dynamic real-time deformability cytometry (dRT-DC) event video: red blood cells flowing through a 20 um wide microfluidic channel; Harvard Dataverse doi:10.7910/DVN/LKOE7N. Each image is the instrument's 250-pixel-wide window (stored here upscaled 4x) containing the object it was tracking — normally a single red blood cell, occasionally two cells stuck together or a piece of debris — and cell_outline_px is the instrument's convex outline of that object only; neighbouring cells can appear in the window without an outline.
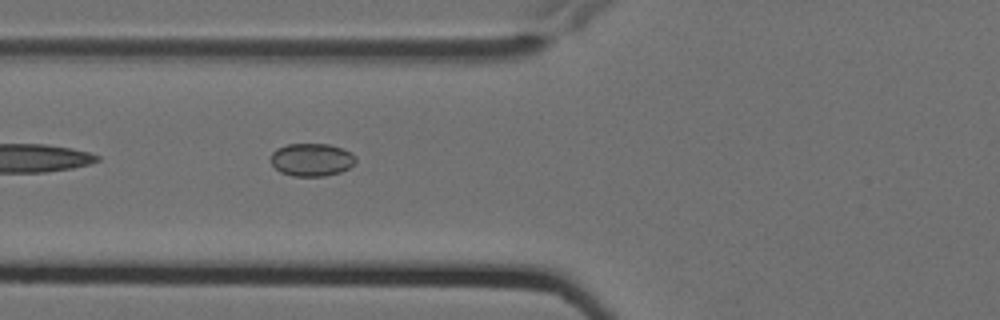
{"species": "Egyptian fruit bat (a non-hibernating species)", "species_latin": "Rousettus aegyptiacus", "temperature_condition": "cold", "stored_images_in_passage": 5, "camera_frame_rate_fps": 3000, "um_per_image_px": 0.085, "animal": {"sex": "female"}, "frame": {"image": 1, "passage_image": 5, "time_ms": 1.333, "image_size_px": [1000, 320], "cell_outline_px": [[356, 160], [348, 168], [340, 172], [324, 176], [292, 176], [280, 172], [272, 164], [272, 152], [276, 148], [288, 144], [328, 144], [340, 148], [356, 156]], "centroid_in_image_um": [26.46, 13.58], "position_along_channel_um": 99.3, "area_um2": 16.07}}